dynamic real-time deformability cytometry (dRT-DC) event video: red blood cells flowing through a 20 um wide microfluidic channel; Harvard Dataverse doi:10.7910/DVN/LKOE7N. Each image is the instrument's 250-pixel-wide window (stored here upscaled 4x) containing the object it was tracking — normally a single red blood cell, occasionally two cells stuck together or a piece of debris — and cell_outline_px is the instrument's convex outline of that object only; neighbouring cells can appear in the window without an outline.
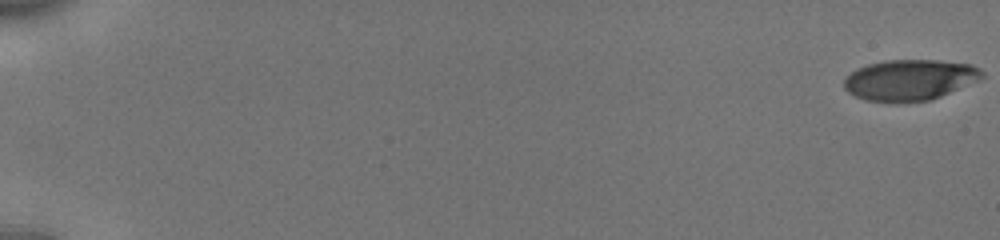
{"species": "human", "species_latin": "Homo sapiens", "temperature_condition": "cold", "stored_images_in_passage": 56, "camera_frame_rate_fps": 3000, "um_per_image_px": 0.085, "donor": {"sex": "male"}, "frame": {"image": 1, "passage_image": 1, "time_ms": 0.0, "image_size_px": [1000, 240], "cell_outline_px": [[984, 76], [980, 80], [932, 100], [864, 100], [848, 92], [844, 88], [844, 76], [856, 68], [868, 64], [884, 60], [936, 60], [972, 64], [980, 68], [984, 72]], "centroid_in_image_um": [77.35, 6.76], "position_along_channel_um": 7.6, "area_um2": 32.66}}
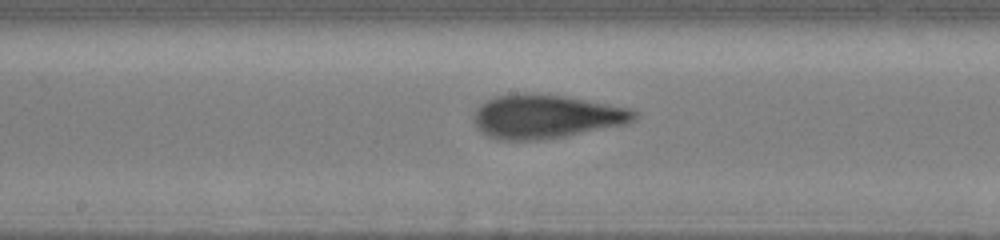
{"frame": {"image": 2, "passage_image": 32, "time_ms": 10.333, "image_size_px": [1000, 240], "cell_outline_px": [[640, 112], [628, 124], [564, 136], [536, 140], [496, 140], [480, 132], [476, 128], [472, 120], [476, 108], [480, 104], [496, 96], [512, 92], [564, 96], [632, 108]], "centroid_in_image_um": [46.38, 9.9], "position_along_channel_um": 201.8, "area_um2": 41.21}}
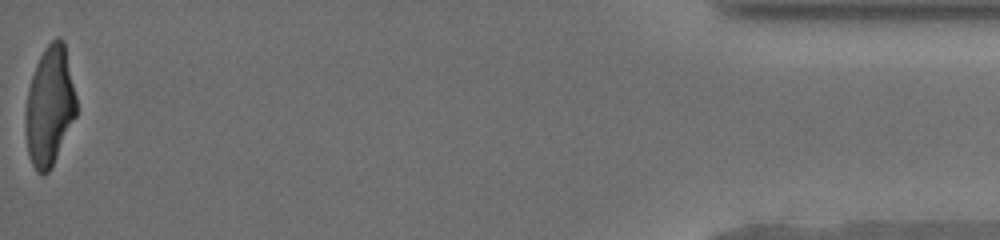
{"frame": {"image": 3, "passage_image": 56, "time_ms": 18.333, "image_size_px": [1000, 240], "cell_outline_px": [[76, 116], [52, 168], [44, 176], [36, 172], [32, 164], [28, 152], [24, 132], [24, 112], [28, 88], [36, 64], [44, 48], [52, 40], [60, 36], [64, 40], [76, 96]], "centroid_in_image_um": [4.2, 9.05], "position_along_channel_um": 431.0, "area_um2": 35.89}, "authors_computed_cell_mechanics": {"area_um2": 37.0787, "velocity_mm_per_s": 3.8672, "shape_relaxation_time_tau1_ms": 3.6418, "shape_relaxation_time_tau2_ms": 1.1627, "deformation_change_tau1": 0.1834, "deformation_change_tau2": 0.0961}}